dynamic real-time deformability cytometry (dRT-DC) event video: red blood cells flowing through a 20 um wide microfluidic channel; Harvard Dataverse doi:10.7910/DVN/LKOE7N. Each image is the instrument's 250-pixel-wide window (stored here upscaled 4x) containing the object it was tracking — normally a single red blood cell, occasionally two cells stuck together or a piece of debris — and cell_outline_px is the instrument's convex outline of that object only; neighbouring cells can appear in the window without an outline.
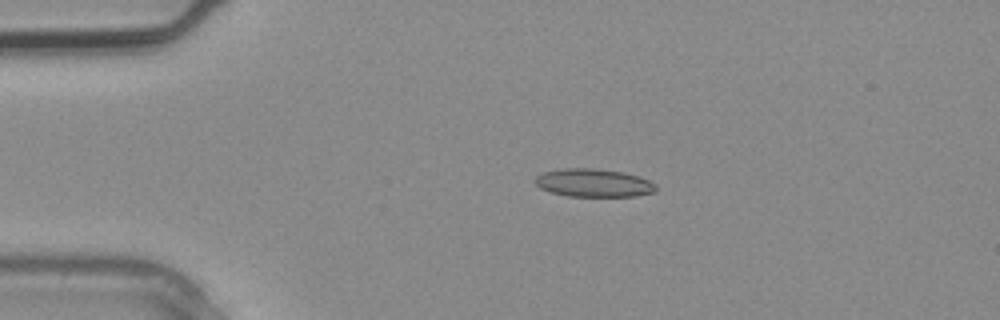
{"species": "common noctule bat (a hibernating species)", "species_latin": "Nyctalus noctula", "temperature_condition": "warm", "stored_images_in_passage": 1, "camera_frame_rate_fps": 3000, "um_per_image_px": 0.085, "animal": {"sex": "male", "body_mass_g": 20.4}, "frame": {"image": 1, "passage_image": 1, "time_ms": 0.0, "image_size_px": [1000, 320], "cell_outline_px": [[656, 192], [636, 196], [568, 196], [552, 192], [540, 188], [532, 180], [536, 176], [544, 172], [564, 168], [596, 168], [624, 172], [640, 176], [656, 184]], "centroid_in_image_um": [50.47, 15.54], "position_along_channel_um": 34.5, "area_um2": 19.94}}